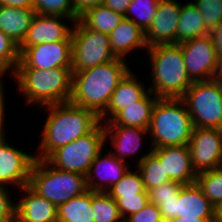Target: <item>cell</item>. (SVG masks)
<instances>
[{"mask_svg":"<svg viewBox=\"0 0 222 222\" xmlns=\"http://www.w3.org/2000/svg\"><path fill=\"white\" fill-rule=\"evenodd\" d=\"M112 198L115 199L123 220L140 211L150 202L148 194H137V196Z\"/></svg>","mask_w":222,"mask_h":222,"instance_id":"cell-36","label":"cell"},{"mask_svg":"<svg viewBox=\"0 0 222 222\" xmlns=\"http://www.w3.org/2000/svg\"><path fill=\"white\" fill-rule=\"evenodd\" d=\"M218 82H219L220 91H221V95H222V81H218Z\"/></svg>","mask_w":222,"mask_h":222,"instance_id":"cell-50","label":"cell"},{"mask_svg":"<svg viewBox=\"0 0 222 222\" xmlns=\"http://www.w3.org/2000/svg\"><path fill=\"white\" fill-rule=\"evenodd\" d=\"M132 0H104L103 5L115 12L125 15Z\"/></svg>","mask_w":222,"mask_h":222,"instance_id":"cell-44","label":"cell"},{"mask_svg":"<svg viewBox=\"0 0 222 222\" xmlns=\"http://www.w3.org/2000/svg\"><path fill=\"white\" fill-rule=\"evenodd\" d=\"M19 60V45L0 30V71L14 74Z\"/></svg>","mask_w":222,"mask_h":222,"instance_id":"cell-34","label":"cell"},{"mask_svg":"<svg viewBox=\"0 0 222 222\" xmlns=\"http://www.w3.org/2000/svg\"><path fill=\"white\" fill-rule=\"evenodd\" d=\"M218 55L222 54V21L208 34Z\"/></svg>","mask_w":222,"mask_h":222,"instance_id":"cell-43","label":"cell"},{"mask_svg":"<svg viewBox=\"0 0 222 222\" xmlns=\"http://www.w3.org/2000/svg\"><path fill=\"white\" fill-rule=\"evenodd\" d=\"M10 76L12 79H14V75L11 74V73H8V72H3V71H0V120L1 121H6L5 118H7V114L5 113V107H6V104H7V100L6 99V96L4 95L6 92L4 91L5 90V86H4V83L2 80L3 77L5 75ZM10 74V75H9Z\"/></svg>","mask_w":222,"mask_h":222,"instance_id":"cell-42","label":"cell"},{"mask_svg":"<svg viewBox=\"0 0 222 222\" xmlns=\"http://www.w3.org/2000/svg\"><path fill=\"white\" fill-rule=\"evenodd\" d=\"M215 222H222V204L215 210Z\"/></svg>","mask_w":222,"mask_h":222,"instance_id":"cell-48","label":"cell"},{"mask_svg":"<svg viewBox=\"0 0 222 222\" xmlns=\"http://www.w3.org/2000/svg\"><path fill=\"white\" fill-rule=\"evenodd\" d=\"M137 75L139 74L131 70L117 85V88L112 93L109 105L99 116L101 123L110 121L120 110L130 104H135L150 91L149 85L147 83L146 85L143 84L145 83L142 81L143 78L140 80Z\"/></svg>","mask_w":222,"mask_h":222,"instance_id":"cell-20","label":"cell"},{"mask_svg":"<svg viewBox=\"0 0 222 222\" xmlns=\"http://www.w3.org/2000/svg\"><path fill=\"white\" fill-rule=\"evenodd\" d=\"M215 210L196 182L183 185L175 200V218L215 219Z\"/></svg>","mask_w":222,"mask_h":222,"instance_id":"cell-22","label":"cell"},{"mask_svg":"<svg viewBox=\"0 0 222 222\" xmlns=\"http://www.w3.org/2000/svg\"><path fill=\"white\" fill-rule=\"evenodd\" d=\"M191 2L200 11L209 31L222 21V0H193Z\"/></svg>","mask_w":222,"mask_h":222,"instance_id":"cell-35","label":"cell"},{"mask_svg":"<svg viewBox=\"0 0 222 222\" xmlns=\"http://www.w3.org/2000/svg\"><path fill=\"white\" fill-rule=\"evenodd\" d=\"M182 4L178 0H160L156 15L145 32L147 47L176 44V31Z\"/></svg>","mask_w":222,"mask_h":222,"instance_id":"cell-15","label":"cell"},{"mask_svg":"<svg viewBox=\"0 0 222 222\" xmlns=\"http://www.w3.org/2000/svg\"><path fill=\"white\" fill-rule=\"evenodd\" d=\"M160 0H132L124 18L133 21L145 33L156 15Z\"/></svg>","mask_w":222,"mask_h":222,"instance_id":"cell-31","label":"cell"},{"mask_svg":"<svg viewBox=\"0 0 222 222\" xmlns=\"http://www.w3.org/2000/svg\"><path fill=\"white\" fill-rule=\"evenodd\" d=\"M14 84L25 105L40 108L69 102L72 94V68H16Z\"/></svg>","mask_w":222,"mask_h":222,"instance_id":"cell-3","label":"cell"},{"mask_svg":"<svg viewBox=\"0 0 222 222\" xmlns=\"http://www.w3.org/2000/svg\"><path fill=\"white\" fill-rule=\"evenodd\" d=\"M29 186L56 207L88 190L85 175L59 170L38 158L30 171Z\"/></svg>","mask_w":222,"mask_h":222,"instance_id":"cell-6","label":"cell"},{"mask_svg":"<svg viewBox=\"0 0 222 222\" xmlns=\"http://www.w3.org/2000/svg\"><path fill=\"white\" fill-rule=\"evenodd\" d=\"M5 122L0 120V141L6 136L5 129H8L5 127L7 125Z\"/></svg>","mask_w":222,"mask_h":222,"instance_id":"cell-49","label":"cell"},{"mask_svg":"<svg viewBox=\"0 0 222 222\" xmlns=\"http://www.w3.org/2000/svg\"><path fill=\"white\" fill-rule=\"evenodd\" d=\"M193 129L192 118L181 98H158L148 128L152 148L188 145Z\"/></svg>","mask_w":222,"mask_h":222,"instance_id":"cell-5","label":"cell"},{"mask_svg":"<svg viewBox=\"0 0 222 222\" xmlns=\"http://www.w3.org/2000/svg\"><path fill=\"white\" fill-rule=\"evenodd\" d=\"M124 222H165L156 204L148 203L140 211L127 217Z\"/></svg>","mask_w":222,"mask_h":222,"instance_id":"cell-39","label":"cell"},{"mask_svg":"<svg viewBox=\"0 0 222 222\" xmlns=\"http://www.w3.org/2000/svg\"><path fill=\"white\" fill-rule=\"evenodd\" d=\"M35 14L34 8L0 6V30L20 45Z\"/></svg>","mask_w":222,"mask_h":222,"instance_id":"cell-24","label":"cell"},{"mask_svg":"<svg viewBox=\"0 0 222 222\" xmlns=\"http://www.w3.org/2000/svg\"><path fill=\"white\" fill-rule=\"evenodd\" d=\"M145 55L151 72L149 90L158 98H182L193 82L186 71L181 45H155Z\"/></svg>","mask_w":222,"mask_h":222,"instance_id":"cell-4","label":"cell"},{"mask_svg":"<svg viewBox=\"0 0 222 222\" xmlns=\"http://www.w3.org/2000/svg\"><path fill=\"white\" fill-rule=\"evenodd\" d=\"M7 141V136L0 141V186L20 189L29 185L35 154L14 147Z\"/></svg>","mask_w":222,"mask_h":222,"instance_id":"cell-13","label":"cell"},{"mask_svg":"<svg viewBox=\"0 0 222 222\" xmlns=\"http://www.w3.org/2000/svg\"><path fill=\"white\" fill-rule=\"evenodd\" d=\"M20 198H16L15 222H58L57 207L39 195L29 185L18 189Z\"/></svg>","mask_w":222,"mask_h":222,"instance_id":"cell-18","label":"cell"},{"mask_svg":"<svg viewBox=\"0 0 222 222\" xmlns=\"http://www.w3.org/2000/svg\"><path fill=\"white\" fill-rule=\"evenodd\" d=\"M196 183L215 208L222 204V167L197 173Z\"/></svg>","mask_w":222,"mask_h":222,"instance_id":"cell-30","label":"cell"},{"mask_svg":"<svg viewBox=\"0 0 222 222\" xmlns=\"http://www.w3.org/2000/svg\"><path fill=\"white\" fill-rule=\"evenodd\" d=\"M123 18V14L115 12L102 4L88 9L79 16L78 20L86 28L109 35Z\"/></svg>","mask_w":222,"mask_h":222,"instance_id":"cell-27","label":"cell"},{"mask_svg":"<svg viewBox=\"0 0 222 222\" xmlns=\"http://www.w3.org/2000/svg\"><path fill=\"white\" fill-rule=\"evenodd\" d=\"M73 7L76 11V15L79 16L92 7L102 5L104 0H71Z\"/></svg>","mask_w":222,"mask_h":222,"instance_id":"cell-41","label":"cell"},{"mask_svg":"<svg viewBox=\"0 0 222 222\" xmlns=\"http://www.w3.org/2000/svg\"><path fill=\"white\" fill-rule=\"evenodd\" d=\"M12 190L14 189L0 186V222H15L16 200L13 198Z\"/></svg>","mask_w":222,"mask_h":222,"instance_id":"cell-38","label":"cell"},{"mask_svg":"<svg viewBox=\"0 0 222 222\" xmlns=\"http://www.w3.org/2000/svg\"><path fill=\"white\" fill-rule=\"evenodd\" d=\"M186 71L192 82L212 80L218 64V54L209 35L180 44Z\"/></svg>","mask_w":222,"mask_h":222,"instance_id":"cell-10","label":"cell"},{"mask_svg":"<svg viewBox=\"0 0 222 222\" xmlns=\"http://www.w3.org/2000/svg\"><path fill=\"white\" fill-rule=\"evenodd\" d=\"M142 154L137 158V164H135L134 167L140 172L147 192L150 189L171 181L165 176L163 164H161L159 158L152 152L151 146L149 150L147 149V151Z\"/></svg>","mask_w":222,"mask_h":222,"instance_id":"cell-28","label":"cell"},{"mask_svg":"<svg viewBox=\"0 0 222 222\" xmlns=\"http://www.w3.org/2000/svg\"><path fill=\"white\" fill-rule=\"evenodd\" d=\"M37 14L53 15L78 20L71 0H33Z\"/></svg>","mask_w":222,"mask_h":222,"instance_id":"cell-33","label":"cell"},{"mask_svg":"<svg viewBox=\"0 0 222 222\" xmlns=\"http://www.w3.org/2000/svg\"><path fill=\"white\" fill-rule=\"evenodd\" d=\"M111 52L116 58L128 60L134 51L148 49L145 41V33L133 21L123 18V20L109 34ZM137 49V50H136ZM139 49V50H138Z\"/></svg>","mask_w":222,"mask_h":222,"instance_id":"cell-21","label":"cell"},{"mask_svg":"<svg viewBox=\"0 0 222 222\" xmlns=\"http://www.w3.org/2000/svg\"><path fill=\"white\" fill-rule=\"evenodd\" d=\"M181 99L194 128L222 129V95L218 81L193 82Z\"/></svg>","mask_w":222,"mask_h":222,"instance_id":"cell-8","label":"cell"},{"mask_svg":"<svg viewBox=\"0 0 222 222\" xmlns=\"http://www.w3.org/2000/svg\"><path fill=\"white\" fill-rule=\"evenodd\" d=\"M38 109L48 113L35 153L38 159H46L54 150L90 133L100 123L94 111L70 101Z\"/></svg>","mask_w":222,"mask_h":222,"instance_id":"cell-1","label":"cell"},{"mask_svg":"<svg viewBox=\"0 0 222 222\" xmlns=\"http://www.w3.org/2000/svg\"><path fill=\"white\" fill-rule=\"evenodd\" d=\"M128 63L125 59L116 58L83 71H72L70 102L100 116L109 105L117 85L134 69L129 68Z\"/></svg>","mask_w":222,"mask_h":222,"instance_id":"cell-2","label":"cell"},{"mask_svg":"<svg viewBox=\"0 0 222 222\" xmlns=\"http://www.w3.org/2000/svg\"><path fill=\"white\" fill-rule=\"evenodd\" d=\"M167 222H215V219H197V218L177 217Z\"/></svg>","mask_w":222,"mask_h":222,"instance_id":"cell-46","label":"cell"},{"mask_svg":"<svg viewBox=\"0 0 222 222\" xmlns=\"http://www.w3.org/2000/svg\"><path fill=\"white\" fill-rule=\"evenodd\" d=\"M213 79L215 81H222V54L218 55L217 70Z\"/></svg>","mask_w":222,"mask_h":222,"instance_id":"cell-47","label":"cell"},{"mask_svg":"<svg viewBox=\"0 0 222 222\" xmlns=\"http://www.w3.org/2000/svg\"><path fill=\"white\" fill-rule=\"evenodd\" d=\"M0 5L15 8H34L33 0H0Z\"/></svg>","mask_w":222,"mask_h":222,"instance_id":"cell-45","label":"cell"},{"mask_svg":"<svg viewBox=\"0 0 222 222\" xmlns=\"http://www.w3.org/2000/svg\"><path fill=\"white\" fill-rule=\"evenodd\" d=\"M129 166L130 163L117 159L109 150L103 149L90 165L86 175L88 189L107 192L128 172Z\"/></svg>","mask_w":222,"mask_h":222,"instance_id":"cell-16","label":"cell"},{"mask_svg":"<svg viewBox=\"0 0 222 222\" xmlns=\"http://www.w3.org/2000/svg\"><path fill=\"white\" fill-rule=\"evenodd\" d=\"M106 146L104 124L100 122L90 133L59 147L45 160L59 170L86 176L90 165Z\"/></svg>","mask_w":222,"mask_h":222,"instance_id":"cell-7","label":"cell"},{"mask_svg":"<svg viewBox=\"0 0 222 222\" xmlns=\"http://www.w3.org/2000/svg\"><path fill=\"white\" fill-rule=\"evenodd\" d=\"M182 186L183 184L179 182L169 181L168 183H164L158 187L150 189L148 191L150 203L158 206L161 203V200L178 199Z\"/></svg>","mask_w":222,"mask_h":222,"instance_id":"cell-37","label":"cell"},{"mask_svg":"<svg viewBox=\"0 0 222 222\" xmlns=\"http://www.w3.org/2000/svg\"><path fill=\"white\" fill-rule=\"evenodd\" d=\"M134 168H130L118 183L110 187L107 193L111 197H130L137 196V194H148L140 172L136 167Z\"/></svg>","mask_w":222,"mask_h":222,"instance_id":"cell-32","label":"cell"},{"mask_svg":"<svg viewBox=\"0 0 222 222\" xmlns=\"http://www.w3.org/2000/svg\"><path fill=\"white\" fill-rule=\"evenodd\" d=\"M58 222H94L91 190L71 198L57 207Z\"/></svg>","mask_w":222,"mask_h":222,"instance_id":"cell-26","label":"cell"},{"mask_svg":"<svg viewBox=\"0 0 222 222\" xmlns=\"http://www.w3.org/2000/svg\"><path fill=\"white\" fill-rule=\"evenodd\" d=\"M152 96V97H151ZM158 97L149 91L142 99L120 110L104 126H129L148 129L154 104Z\"/></svg>","mask_w":222,"mask_h":222,"instance_id":"cell-23","label":"cell"},{"mask_svg":"<svg viewBox=\"0 0 222 222\" xmlns=\"http://www.w3.org/2000/svg\"><path fill=\"white\" fill-rule=\"evenodd\" d=\"M94 222H124L114 198L107 192L91 190Z\"/></svg>","mask_w":222,"mask_h":222,"instance_id":"cell-29","label":"cell"},{"mask_svg":"<svg viewBox=\"0 0 222 222\" xmlns=\"http://www.w3.org/2000/svg\"><path fill=\"white\" fill-rule=\"evenodd\" d=\"M71 41L72 71H83L116 59L109 35L86 28L79 20L75 21Z\"/></svg>","mask_w":222,"mask_h":222,"instance_id":"cell-9","label":"cell"},{"mask_svg":"<svg viewBox=\"0 0 222 222\" xmlns=\"http://www.w3.org/2000/svg\"><path fill=\"white\" fill-rule=\"evenodd\" d=\"M176 31V44L209 34L200 11L191 0L183 3Z\"/></svg>","mask_w":222,"mask_h":222,"instance_id":"cell-25","label":"cell"},{"mask_svg":"<svg viewBox=\"0 0 222 222\" xmlns=\"http://www.w3.org/2000/svg\"><path fill=\"white\" fill-rule=\"evenodd\" d=\"M175 200L178 199L161 200V203L157 206L165 222L175 218Z\"/></svg>","mask_w":222,"mask_h":222,"instance_id":"cell-40","label":"cell"},{"mask_svg":"<svg viewBox=\"0 0 222 222\" xmlns=\"http://www.w3.org/2000/svg\"><path fill=\"white\" fill-rule=\"evenodd\" d=\"M152 152L163 164L165 176L171 181L183 185L196 182L197 173L192 167L188 145L157 147L152 148Z\"/></svg>","mask_w":222,"mask_h":222,"instance_id":"cell-17","label":"cell"},{"mask_svg":"<svg viewBox=\"0 0 222 222\" xmlns=\"http://www.w3.org/2000/svg\"><path fill=\"white\" fill-rule=\"evenodd\" d=\"M188 148L196 173L222 167V129L194 128Z\"/></svg>","mask_w":222,"mask_h":222,"instance_id":"cell-12","label":"cell"},{"mask_svg":"<svg viewBox=\"0 0 222 222\" xmlns=\"http://www.w3.org/2000/svg\"><path fill=\"white\" fill-rule=\"evenodd\" d=\"M20 60L16 68H71L72 41L42 43L30 47H19Z\"/></svg>","mask_w":222,"mask_h":222,"instance_id":"cell-11","label":"cell"},{"mask_svg":"<svg viewBox=\"0 0 222 222\" xmlns=\"http://www.w3.org/2000/svg\"><path fill=\"white\" fill-rule=\"evenodd\" d=\"M69 24L73 25L70 27ZM74 24L75 21L72 18L36 13L26 37L19 47H30L42 43L71 40Z\"/></svg>","mask_w":222,"mask_h":222,"instance_id":"cell-14","label":"cell"},{"mask_svg":"<svg viewBox=\"0 0 222 222\" xmlns=\"http://www.w3.org/2000/svg\"><path fill=\"white\" fill-rule=\"evenodd\" d=\"M105 144L109 139V152L119 160L128 163L127 158L141 151L142 142H146L149 137L148 129L129 126H104ZM148 137H147V136Z\"/></svg>","mask_w":222,"mask_h":222,"instance_id":"cell-19","label":"cell"}]
</instances>
